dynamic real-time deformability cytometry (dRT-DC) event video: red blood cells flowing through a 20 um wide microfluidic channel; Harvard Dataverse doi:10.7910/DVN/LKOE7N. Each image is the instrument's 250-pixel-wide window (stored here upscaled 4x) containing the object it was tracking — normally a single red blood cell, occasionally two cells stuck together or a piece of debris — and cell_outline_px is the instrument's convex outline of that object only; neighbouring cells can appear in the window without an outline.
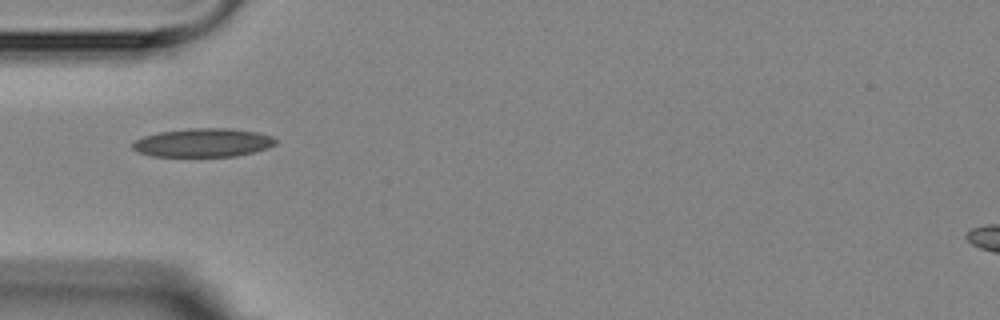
{"species": "Egyptian fruit bat (a non-hibernating species)", "species_latin": "Rousettus aegyptiacus", "temperature_condition": "room temperature", "stored_images_in_passage": 4, "camera_frame_rate_fps": 3000, "um_per_image_px": 0.085, "animal": {"sex": "female"}, "frame": {"image": 1, "passage_image": 1, "time_ms": 0.0, "image_size_px": [1000, 320], "cell_outline_px": [[276, 144], [268, 148], [236, 156], [152, 156], [140, 152], [132, 148], [132, 144], [136, 140], [144, 136], [156, 132], [188, 128], [228, 128], [256, 132], [272, 136], [276, 140]], "centroid_in_image_um": [17.26, 12.12], "position_along_channel_um": 67.7, "area_um2": 23.76}}
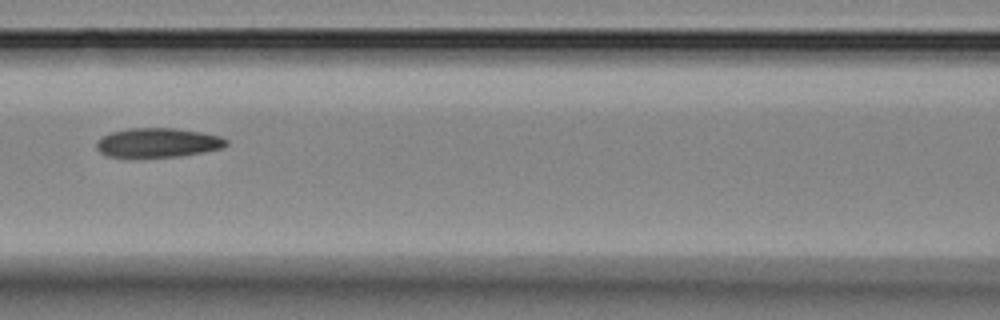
{"frame": {"image": 2, "passage_image": 3, "time_ms": 2.333, "image_size_px": [1000, 320], "cell_outline_px": [[228, 144], [224, 148], [180, 156], [104, 156], [96, 148], [96, 144], [104, 136], [112, 132], [128, 128], [176, 128], [200, 132], [220, 136], [228, 140]], "centroid_in_image_um": [13.46, 12.11], "position_along_channel_um": 153.1, "area_um2": 21.85}}
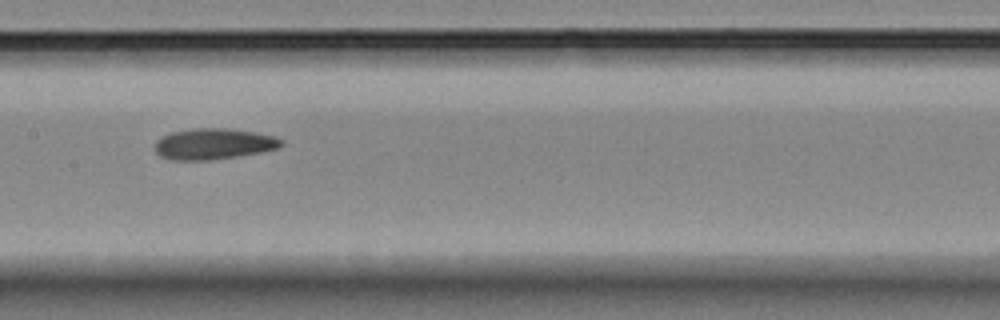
{"frame": {"image": 3, "passage_image": 4, "time_ms": 3.333, "image_size_px": [1000, 320], "cell_outline_px": [[284, 144], [280, 148], [260, 152], [212, 160], [172, 160], [160, 156], [156, 152], [156, 140], [172, 132], [196, 128], [228, 128], [256, 132], [272, 136], [280, 140]], "centroid_in_image_um": [18.16, 12.23], "position_along_channel_um": 189.2, "area_um2": 22.66}}